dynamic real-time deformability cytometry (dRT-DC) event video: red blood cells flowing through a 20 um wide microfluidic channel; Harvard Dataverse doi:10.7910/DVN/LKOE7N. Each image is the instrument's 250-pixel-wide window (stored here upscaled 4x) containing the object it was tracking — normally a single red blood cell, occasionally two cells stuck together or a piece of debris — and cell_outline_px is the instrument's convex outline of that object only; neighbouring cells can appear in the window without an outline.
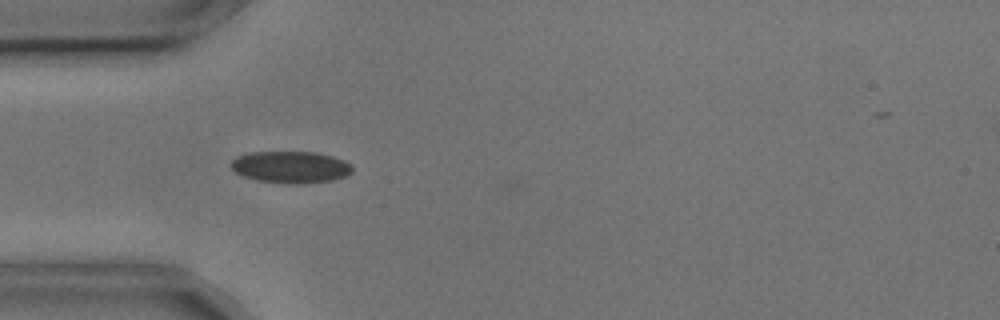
{"species": "common noctule bat (a hibernating species)", "species_latin": "Nyctalus noctula", "temperature_condition": "cold", "stored_images_in_passage": 43, "camera_frame_rate_fps": 3000, "um_per_image_px": 0.085, "animal": {"sex": "male", "body_mass_g": 17.9, "forearm_length_mm": 54.2}, "frame": {"image": 1, "passage_image": 9, "time_ms": 2.667, "image_size_px": [1000, 320], "cell_outline_px": [[352, 172], [344, 176], [332, 180], [300, 184], [288, 184], [256, 180], [244, 176], [236, 172], [232, 168], [232, 160], [236, 156], [248, 152], [316, 152], [332, 156], [344, 160], [352, 164]], "centroid_in_image_um": [24.71, 14.2], "position_along_channel_um": 60.3, "area_um2": 22.54}}
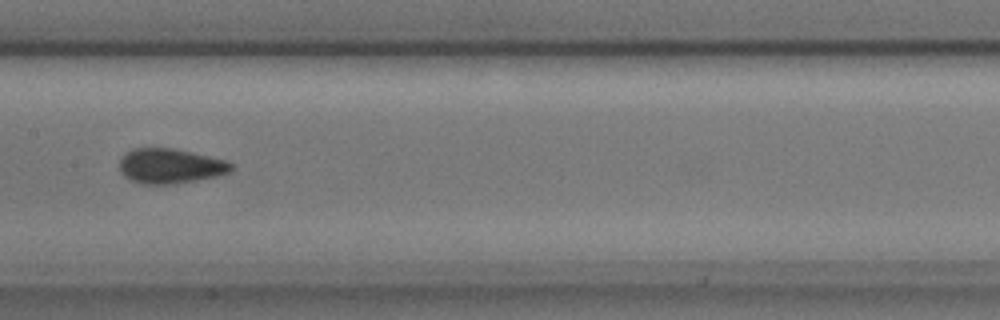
{"frame": {"image": 2, "passage_image": 20, "time_ms": 6.333, "image_size_px": [1000, 320], "cell_outline_px": [[232, 168], [228, 172], [216, 176], [196, 180], [172, 184], [140, 184], [128, 180], [120, 172], [120, 156], [124, 152], [132, 148], [172, 148], [228, 160], [232, 164]], "centroid_in_image_um": [14.41, 14.11], "position_along_channel_um": 193.0, "area_um2": 22.89}}
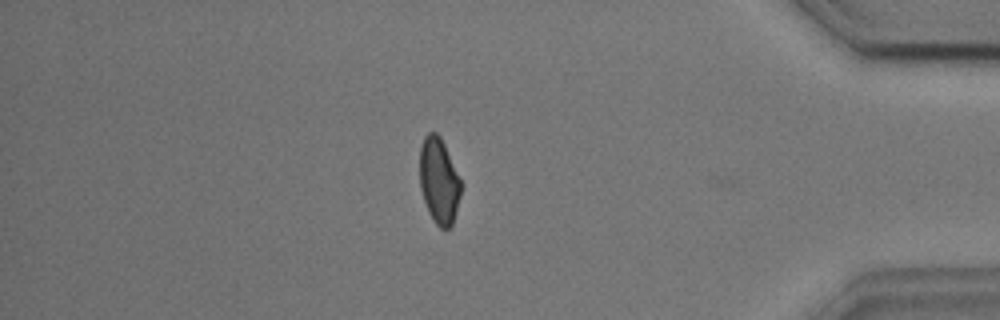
{"frame": {"image": 3, "passage_image": 40, "time_ms": 13.0, "image_size_px": [1000, 320], "cell_outline_px": [[460, 196], [456, 212], [452, 224], [448, 228], [440, 228], [436, 224], [428, 212], [420, 188], [420, 148], [424, 136], [428, 132], [436, 132], [440, 136], [444, 144], [460, 180]], "centroid_in_image_um": [37.29, 15.36], "position_along_channel_um": 397.9, "area_um2": 20.35}, "authors_computed_cell_mechanics": {"area_um2": 22.0796, "velocity_mm_per_s": 3.6359, "shape_relaxation_time_tau1_ms": 10.5073, "shape_relaxation_time_tau2_ms": 1.374, "deformation_change_tau1": 0.138, "deformation_change_tau2": 0.0663}}